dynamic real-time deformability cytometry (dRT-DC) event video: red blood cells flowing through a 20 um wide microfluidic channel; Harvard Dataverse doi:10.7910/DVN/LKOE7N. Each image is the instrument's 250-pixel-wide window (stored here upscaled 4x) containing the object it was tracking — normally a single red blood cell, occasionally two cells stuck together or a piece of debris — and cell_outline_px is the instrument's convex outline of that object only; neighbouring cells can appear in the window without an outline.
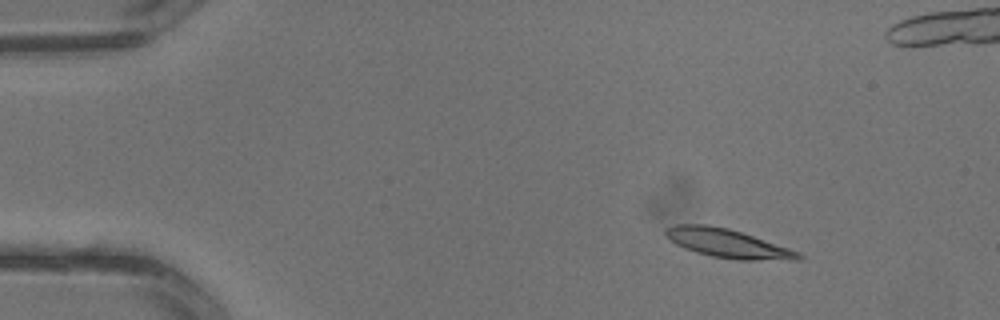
{"species": "common noctule bat (a hibernating species)", "species_latin": "Nyctalus noctula", "temperature_condition": "warm", "stored_images_in_passage": 2, "camera_frame_rate_fps": 3000, "um_per_image_px": 0.085, "animal": {"sex": "male", "body_mass_g": 13.3}, "frame": {"image": 1, "passage_image": 1, "time_ms": 0.0, "image_size_px": [1000, 320], "cell_outline_px": [[804, 256], [800, 260], [740, 260], [712, 256], [696, 252], [684, 248], [676, 244], [664, 232], [664, 228], [676, 224], [704, 224], [728, 228], [800, 252]], "centroid_in_image_um": [61.85, 20.69], "position_along_channel_um": 23.1, "area_um2": 21.96}}